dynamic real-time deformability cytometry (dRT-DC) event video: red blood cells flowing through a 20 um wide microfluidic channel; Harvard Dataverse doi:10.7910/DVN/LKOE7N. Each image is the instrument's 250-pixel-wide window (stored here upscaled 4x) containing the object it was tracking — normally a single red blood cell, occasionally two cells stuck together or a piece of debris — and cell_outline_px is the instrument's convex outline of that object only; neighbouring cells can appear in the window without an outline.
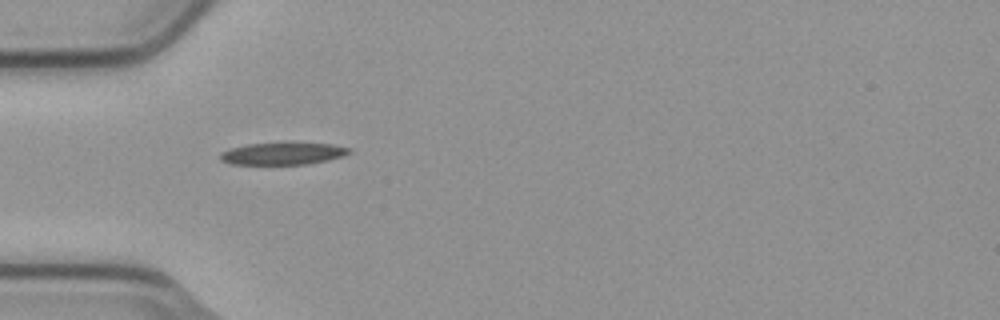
{"species": "common noctule bat (a hibernating species)", "species_latin": "Nyctalus noctula", "temperature_condition": "cold", "stored_images_in_passage": 39, "camera_frame_rate_fps": 3000, "um_per_image_px": 0.085, "animal": {"sex": "male", "body_mass_g": 23.1, "forearm_length_mm": 52.7}, "frame": {"image": 1, "passage_image": 1, "time_ms": 0.0, "image_size_px": [1000, 320], "cell_outline_px": [[352, 152], [344, 156], [328, 160], [308, 164], [228, 164], [220, 160], [220, 152], [232, 148], [248, 144], [332, 144], [352, 148]], "centroid_in_image_um": [24.06, 13.07], "position_along_channel_um": 60.9, "area_um2": 16.36}}
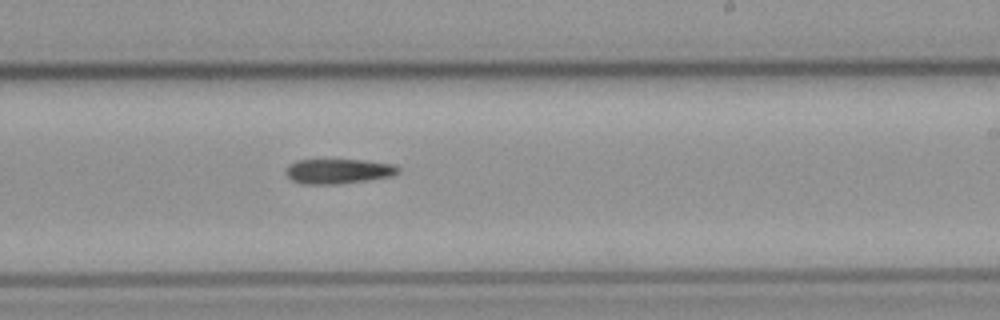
{"frame": {"image": 2, "passage_image": 17, "time_ms": 5.333, "image_size_px": [1000, 320], "cell_outline_px": [[400, 172], [392, 176], [368, 180], [336, 184], [304, 184], [292, 180], [284, 172], [284, 168], [288, 164], [296, 160], [360, 160], [392, 164], [400, 168]], "centroid_in_image_um": [28.72, 14.55], "position_along_channel_um": 260.3, "area_um2": 16.3}}
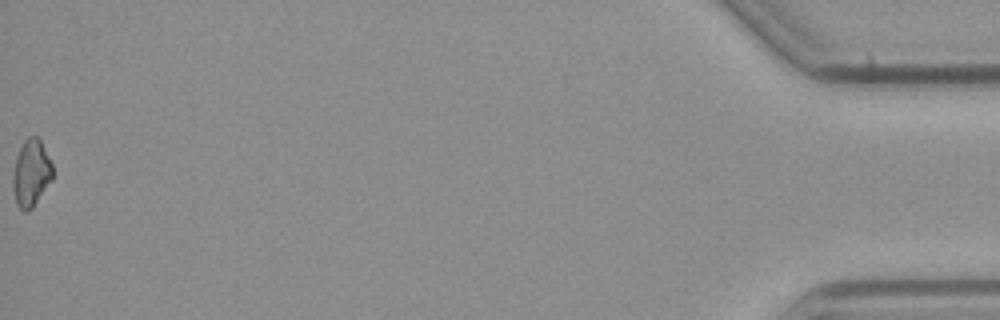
{"frame": {"image": 3, "passage_image": 39, "time_ms": 12.667, "image_size_px": [1000, 320], "cell_outline_px": [[52, 180], [32, 208], [24, 212], [16, 204], [12, 188], [12, 176], [16, 156], [24, 140], [28, 136], [36, 136], [40, 140], [52, 164]], "centroid_in_image_um": [2.62, 14.72], "position_along_channel_um": 432.6, "area_um2": 15.49}, "authors_computed_cell_mechanics": {"area_um2": 16.184, "velocity_mm_per_s": 3.7779, "shape_relaxation_time_tau1_ms": 5.8803, "shape_relaxation_time_tau2_ms": null, "deformation_change_tau1": 0.12, "deformation_change_tau2": null}}